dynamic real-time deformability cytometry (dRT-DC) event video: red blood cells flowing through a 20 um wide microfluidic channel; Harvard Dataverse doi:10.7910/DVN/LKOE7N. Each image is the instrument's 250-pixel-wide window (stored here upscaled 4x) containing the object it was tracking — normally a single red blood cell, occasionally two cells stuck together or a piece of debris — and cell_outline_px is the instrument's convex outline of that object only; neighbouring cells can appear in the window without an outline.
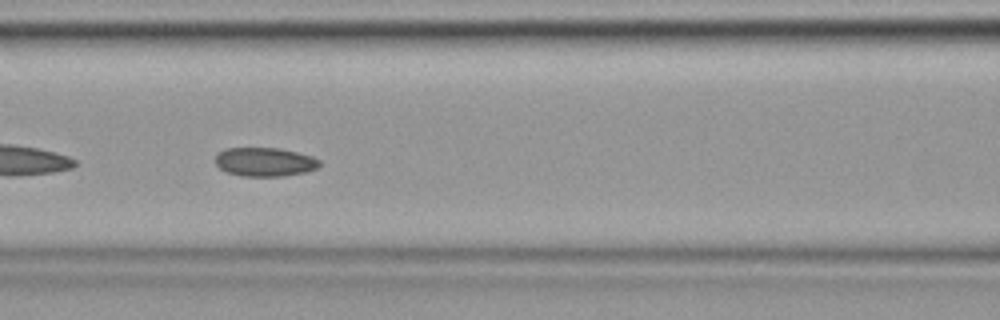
{"species": "common noctule bat (a hibernating species)", "species_latin": "Nyctalus noctula", "temperature_condition": "cold", "stored_images_in_passage": 44, "camera_frame_rate_fps": 3000, "um_per_image_px": 0.085, "animal": {"sex": "female", "body_mass_g": 19.9}, "frame": {"image": 1, "passage_image": 13, "time_ms": 4.0, "image_size_px": [1000, 320], "cell_outline_px": [[320, 164], [316, 168], [308, 172], [284, 176], [240, 176], [228, 172], [220, 168], [216, 164], [216, 156], [224, 148], [280, 148], [312, 156], [320, 160]], "centroid_in_image_um": [22.53, 13.76], "position_along_channel_um": 144.1, "area_um2": 17.51}, "authors_computed_cell_mechanics": {"area_um2": 18.0625, "velocity_mm_per_s": 3.5947, "shape_relaxation_time_tau1_ms": null, "shape_relaxation_time_tau2_ms": 3.0766, "deformation_change_tau1": null, "deformation_change_tau2": 0.0721}}